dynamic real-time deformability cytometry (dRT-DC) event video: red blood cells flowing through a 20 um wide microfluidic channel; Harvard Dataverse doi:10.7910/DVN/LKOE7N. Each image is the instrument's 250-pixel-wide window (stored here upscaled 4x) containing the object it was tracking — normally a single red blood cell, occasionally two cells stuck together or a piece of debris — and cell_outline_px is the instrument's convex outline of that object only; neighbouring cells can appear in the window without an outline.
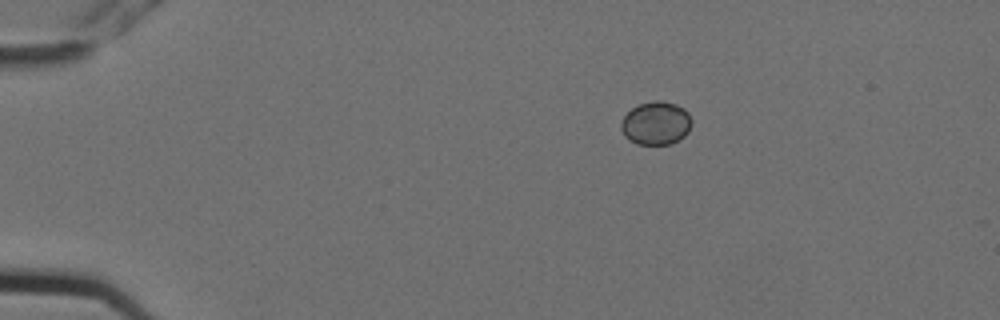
{"species": "Egyptian fruit bat (a non-hibernating species)", "species_latin": "Rousettus aegyptiacus", "temperature_condition": "cold", "stored_images_in_passage": 3, "camera_frame_rate_fps": 3000, "um_per_image_px": 0.085, "animal": {"sex": "female"}, "frame": {"image": 1, "passage_image": 1, "time_ms": 0.0, "image_size_px": [1000, 320], "cell_outline_px": [[692, 124], [688, 132], [684, 136], [668, 144], [636, 144], [624, 136], [620, 128], [620, 120], [632, 108], [640, 104], [652, 100], [660, 100], [676, 104], [684, 108], [688, 112], [692, 120]], "centroid_in_image_um": [55.75, 10.46], "position_along_channel_um": 29.3, "area_um2": 17.92}}